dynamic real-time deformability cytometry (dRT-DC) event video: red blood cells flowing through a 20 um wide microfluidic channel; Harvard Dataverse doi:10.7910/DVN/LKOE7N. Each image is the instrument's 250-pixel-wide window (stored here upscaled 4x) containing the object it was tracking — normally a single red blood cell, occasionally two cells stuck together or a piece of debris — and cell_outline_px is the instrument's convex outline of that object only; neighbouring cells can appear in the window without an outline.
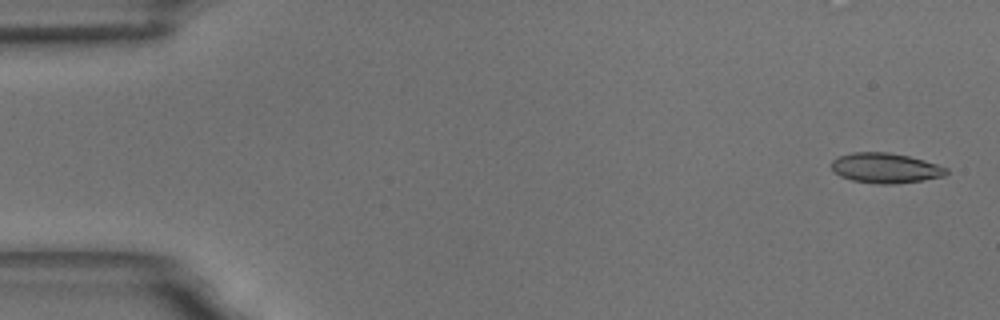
{"species": "common noctule bat (a hibernating species)", "species_latin": "Nyctalus noctula", "temperature_condition": "room temperature", "stored_images_in_passage": 5, "camera_frame_rate_fps": 3000, "um_per_image_px": 0.085, "animal": {"sex": "male", "body_mass_g": 18.8}, "frame": {"image": 1, "passage_image": 1, "time_ms": 0.0, "image_size_px": [1000, 320], "cell_outline_px": [[948, 172], [944, 176], [920, 180], [892, 184], [880, 184], [852, 180], [840, 176], [832, 168], [832, 160], [840, 156], [852, 152], [888, 152], [908, 156], [924, 160], [948, 168]], "centroid_in_image_um": [75.26, 14.27], "position_along_channel_um": 9.7, "area_um2": 19.88}}
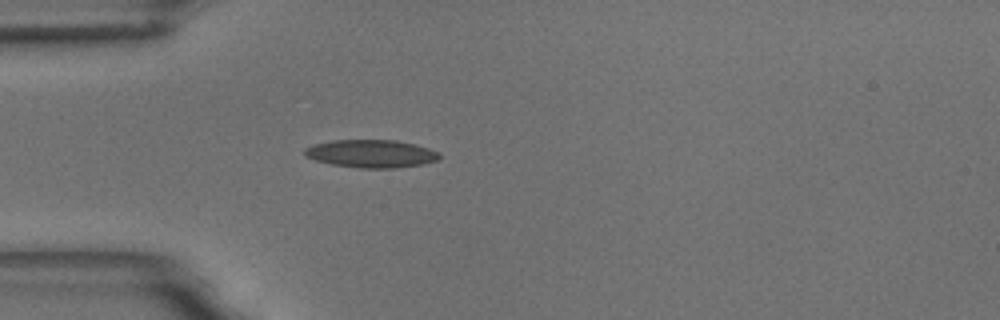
{"frame": {"image": 2, "passage_image": 5, "time_ms": 4.667, "image_size_px": [1000, 320], "cell_outline_px": [[440, 156], [436, 160], [424, 164], [392, 168], [360, 168], [332, 164], [316, 160], [304, 156], [304, 148], [312, 144], [332, 140], [396, 140], [428, 148], [440, 152]], "centroid_in_image_um": [31.52, 13.06], "position_along_channel_um": 53.5, "area_um2": 21.85}}